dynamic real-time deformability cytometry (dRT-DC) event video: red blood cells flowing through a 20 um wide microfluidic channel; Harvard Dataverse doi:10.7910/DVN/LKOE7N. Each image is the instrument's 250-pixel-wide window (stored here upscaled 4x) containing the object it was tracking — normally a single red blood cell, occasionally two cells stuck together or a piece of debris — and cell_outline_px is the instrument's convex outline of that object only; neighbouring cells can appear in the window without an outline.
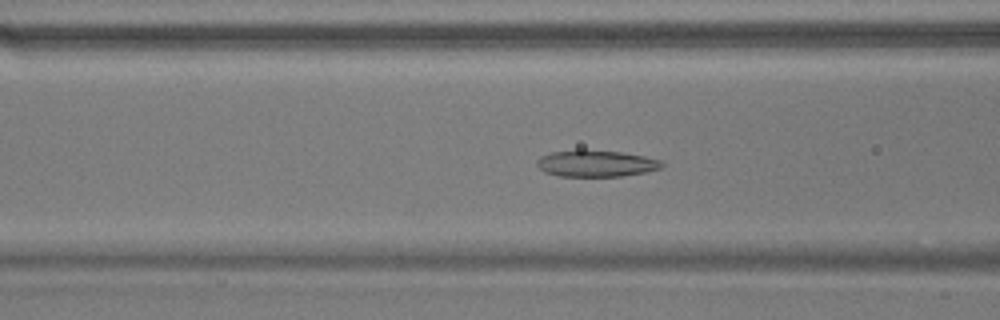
{"species": "common noctule bat (a hibernating species)", "species_latin": "Nyctalus noctula", "temperature_condition": "warm", "stored_images_in_passage": 38, "camera_frame_rate_fps": 3000, "um_per_image_px": 0.085, "animal": {"sex": "male", "body_mass_g": 17.9}, "frame": {"image": 1, "passage_image": 5, "time_ms": 1.333, "image_size_px": [1000, 320], "cell_outline_px": [[664, 164], [660, 168], [644, 172], [620, 176], [560, 176], [544, 172], [536, 164], [536, 160], [540, 156], [552, 152], [580, 148], [584, 148], [620, 152], [644, 156], [660, 160]], "centroid_in_image_um": [50.61, 13.87], "position_along_channel_um": 116.0, "area_um2": 19.54}}
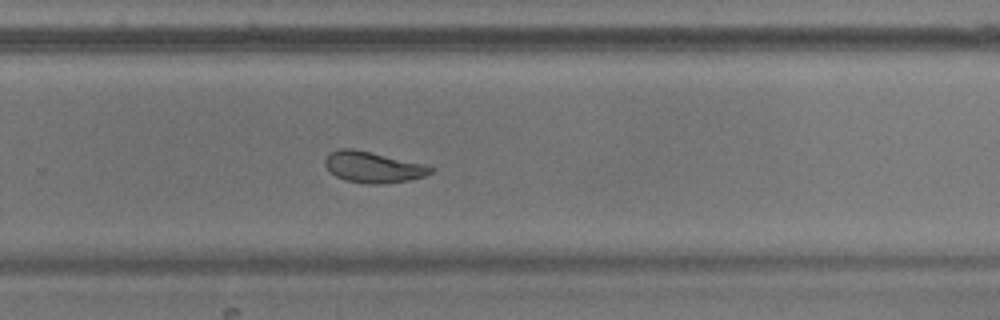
{"frame": {"image": 2, "passage_image": 20, "time_ms": 6.333, "image_size_px": [1000, 320], "cell_outline_px": [[432, 172], [424, 176], [408, 180], [380, 184], [368, 184], [344, 180], [336, 176], [324, 164], [324, 160], [328, 152], [340, 148], [352, 148], [424, 164], [432, 168]], "centroid_in_image_um": [31.65, 14.2], "position_along_channel_um": 298.1, "area_um2": 18.9}}
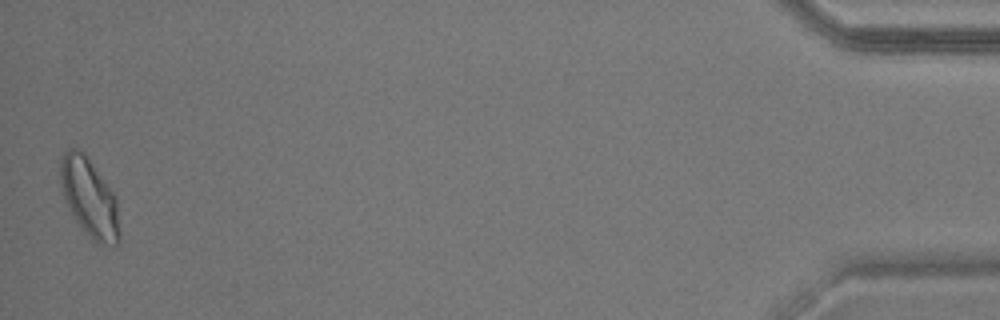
{"frame": {"image": 3, "passage_image": 38, "time_ms": 12.333, "image_size_px": [1000, 320], "cell_outline_px": [[120, 240], [116, 244], [100, 244], [92, 240], [76, 220], [64, 196], [60, 180], [60, 160], [64, 152], [68, 148], [76, 148], [84, 152], [116, 196], [120, 236]], "centroid_in_image_um": [7.61, 16.79], "position_along_channel_um": 427.6, "area_um2": 26.7}, "authors_computed_cell_mechanics": {"area_um2": 19.2185, "velocity_mm_per_s": 3.6529, "shape_relaxation_time_tau1_ms": null, "shape_relaxation_time_tau2_ms": 3.5343, "deformation_change_tau1": null, "deformation_change_tau2": 0.1057}}